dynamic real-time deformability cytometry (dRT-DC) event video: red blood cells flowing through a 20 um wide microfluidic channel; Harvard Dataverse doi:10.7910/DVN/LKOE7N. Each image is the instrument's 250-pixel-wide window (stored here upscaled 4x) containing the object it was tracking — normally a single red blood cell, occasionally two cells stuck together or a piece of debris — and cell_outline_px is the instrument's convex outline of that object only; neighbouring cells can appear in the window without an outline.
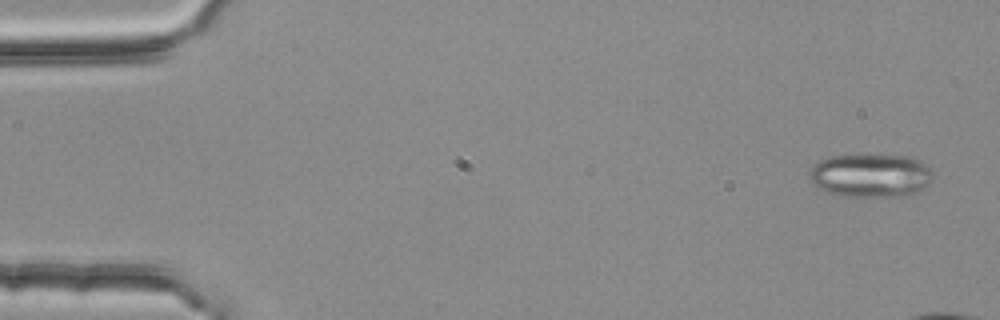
{"species": "common noctule bat (a hibernating species)", "species_latin": "Nyctalus noctula", "temperature_condition": "room temperature", "stored_images_in_passage": 4, "camera_frame_rate_fps": 3000, "um_per_image_px": 0.085, "animal": {"sex": "female", "body_mass_g": 25.1}, "frame": {"image": 1, "passage_image": 1, "time_ms": 0.0, "image_size_px": [1000, 320], "cell_outline_px": [[932, 180], [924, 188], [916, 192], [892, 196], [844, 196], [824, 192], [816, 188], [808, 180], [808, 172], [820, 160], [828, 156], [864, 152], [880, 152], [912, 156], [920, 160], [932, 172]], "centroid_in_image_um": [73.95, 14.84], "position_along_channel_um": 11.1, "area_um2": 32.6}}